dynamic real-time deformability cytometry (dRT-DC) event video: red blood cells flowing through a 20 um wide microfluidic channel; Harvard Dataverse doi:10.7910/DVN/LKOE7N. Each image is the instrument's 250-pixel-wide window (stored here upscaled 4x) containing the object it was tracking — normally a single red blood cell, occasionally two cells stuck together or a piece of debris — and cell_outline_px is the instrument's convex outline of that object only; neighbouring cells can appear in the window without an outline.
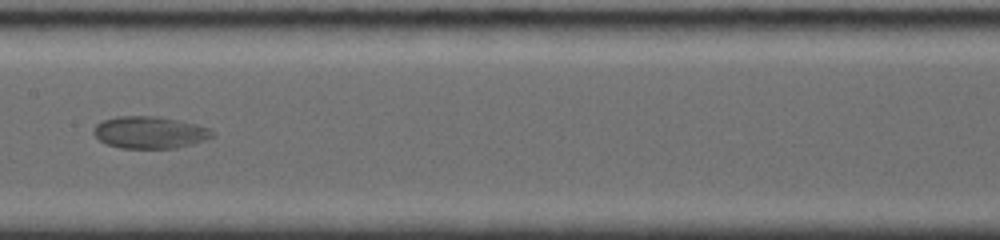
{"species": "common noctule bat (a hibernating species)", "species_latin": "Nyctalus noctula", "temperature_condition": "room temperature", "stored_images_in_passage": 18, "camera_frame_rate_fps": 4000, "um_per_image_px": 0.085, "animal": {"sex": "female", "body_mass_g": 19.0, "forearm_length_mm": 56.7}, "frame": {"image": 1, "passage_image": 8, "time_ms": 4.25, "image_size_px": [1000, 240], "cell_outline_px": [[216, 136], [192, 144], [176, 148], [120, 148], [108, 144], [100, 140], [92, 132], [92, 128], [96, 124], [104, 120], [116, 116], [160, 116], [180, 120], [212, 128], [216, 132]], "centroid_in_image_um": [12.78, 11.24], "position_along_channel_um": 194.6, "area_um2": 22.48}}
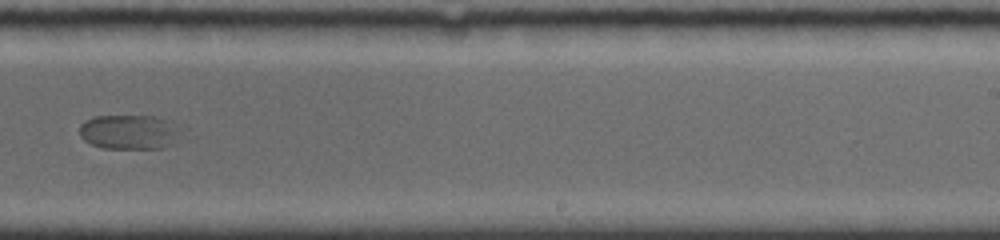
{"frame": {"image": 2, "passage_image": 11, "time_ms": 6.5, "image_size_px": [1000, 240], "cell_outline_px": [[184, 136], [176, 144], [160, 148], [104, 148], [92, 144], [84, 140], [80, 136], [80, 124], [84, 120], [92, 116], [152, 116], [180, 124]], "centroid_in_image_um": [11.09, 11.22], "position_along_channel_um": 277.9, "area_um2": 21.04}}
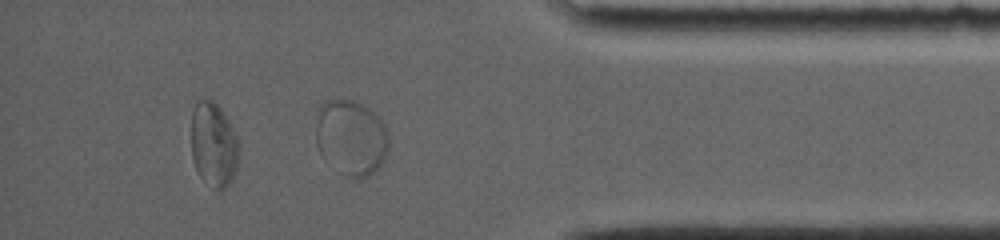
{"frame": {"image": 3, "passage_image": 16, "time_ms": 10.25, "image_size_px": [1000, 240], "cell_outline_px": [[388, 152], [380, 164], [368, 176], [360, 180], [356, 180], [348, 176], [320, 152], [316, 144], [316, 108], [324, 100], [340, 96], [364, 104], [384, 124], [388, 132]], "centroid_in_image_um": [29.82, 11.6], "position_along_channel_um": 405.4, "area_um2": 32.25}}